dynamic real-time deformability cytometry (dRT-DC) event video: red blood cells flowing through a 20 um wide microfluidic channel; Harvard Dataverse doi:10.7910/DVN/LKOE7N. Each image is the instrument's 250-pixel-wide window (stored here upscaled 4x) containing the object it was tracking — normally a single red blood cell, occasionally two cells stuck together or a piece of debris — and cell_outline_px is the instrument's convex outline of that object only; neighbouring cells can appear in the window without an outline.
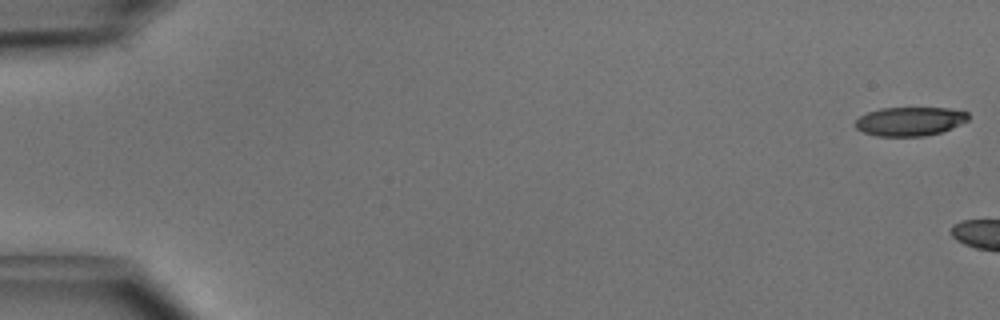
{"species": "common noctule bat (a hibernating species)", "species_latin": "Nyctalus noctula", "temperature_condition": "cold", "stored_images_in_passage": 5, "camera_frame_rate_fps": 3000, "um_per_image_px": 0.085, "animal": {"sex": "male", "body_mass_g": 15.6}, "frame": {"image": 1, "passage_image": 1, "time_ms": 0.0, "image_size_px": [1000, 320], "cell_outline_px": [[968, 120], [960, 124], [940, 132], [924, 136], [876, 136], [864, 132], [856, 128], [856, 120], [860, 116], [868, 112], [880, 108], [948, 108], [968, 112]], "centroid_in_image_um": [77.33, 10.31], "position_along_channel_um": 7.7, "area_um2": 18.84}}